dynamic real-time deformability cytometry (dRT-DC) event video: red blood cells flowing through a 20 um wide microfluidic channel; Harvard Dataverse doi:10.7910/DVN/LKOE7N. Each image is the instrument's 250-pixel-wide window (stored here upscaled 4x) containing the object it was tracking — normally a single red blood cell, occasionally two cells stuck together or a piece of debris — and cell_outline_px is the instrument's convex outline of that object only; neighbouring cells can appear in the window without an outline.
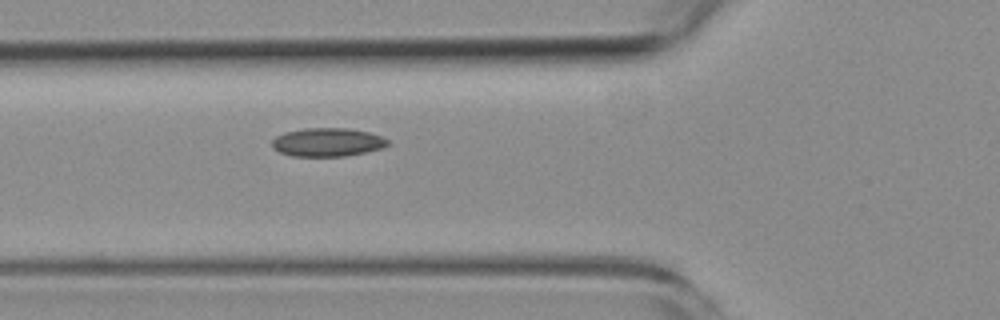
{"species": "common noctule bat (a hibernating species)", "species_latin": "Nyctalus noctula", "temperature_condition": "room temperature", "stored_images_in_passage": 6, "camera_frame_rate_fps": 3000, "um_per_image_px": 0.085, "animal": {"sex": "female", "body_mass_g": 19.3, "forearm_length_mm": 54.1}, "frame": {"image": 1, "passage_image": 6, "time_ms": 6.333, "image_size_px": [1000, 320], "cell_outline_px": [[388, 144], [384, 148], [344, 156], [292, 156], [280, 152], [272, 148], [272, 140], [276, 136], [284, 132], [304, 128], [348, 128], [368, 132], [380, 136], [388, 140]], "centroid_in_image_um": [27.81, 12.08], "position_along_channel_um": 98.0, "area_um2": 19.19}}